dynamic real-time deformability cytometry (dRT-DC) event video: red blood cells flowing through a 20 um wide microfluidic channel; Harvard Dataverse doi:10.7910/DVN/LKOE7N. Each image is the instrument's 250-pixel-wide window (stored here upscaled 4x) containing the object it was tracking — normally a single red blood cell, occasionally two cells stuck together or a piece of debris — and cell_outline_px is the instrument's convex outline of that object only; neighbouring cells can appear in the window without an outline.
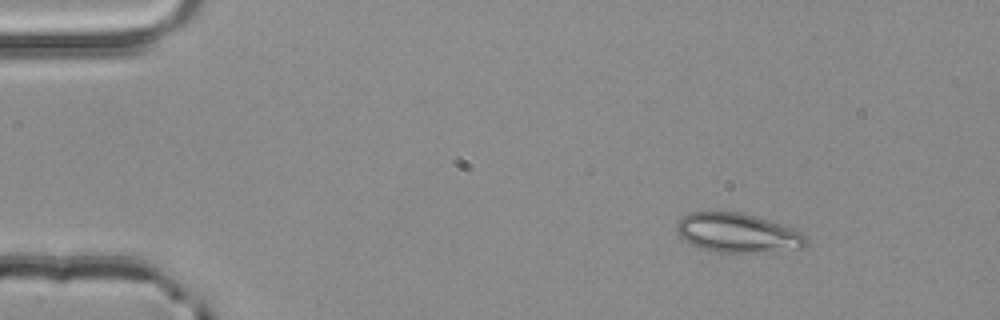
{"species": "common noctule bat (a hibernating species)", "species_latin": "Nyctalus noctula", "temperature_condition": "room temperature", "stored_images_in_passage": 3, "camera_frame_rate_fps": 3000, "um_per_image_px": 0.085, "animal": {"sex": "male", "body_mass_g": 20.4}, "frame": {"image": 1, "passage_image": 1, "time_ms": 0.0, "image_size_px": [1000, 320], "cell_outline_px": [[808, 244], [804, 248], [748, 252], [716, 252], [700, 248], [684, 240], [676, 232], [676, 224], [680, 216], [688, 212], [740, 212], [772, 220], [804, 232], [808, 236]], "centroid_in_image_um": [62.71, 19.78], "position_along_channel_um": 22.3, "area_um2": 29.94}}